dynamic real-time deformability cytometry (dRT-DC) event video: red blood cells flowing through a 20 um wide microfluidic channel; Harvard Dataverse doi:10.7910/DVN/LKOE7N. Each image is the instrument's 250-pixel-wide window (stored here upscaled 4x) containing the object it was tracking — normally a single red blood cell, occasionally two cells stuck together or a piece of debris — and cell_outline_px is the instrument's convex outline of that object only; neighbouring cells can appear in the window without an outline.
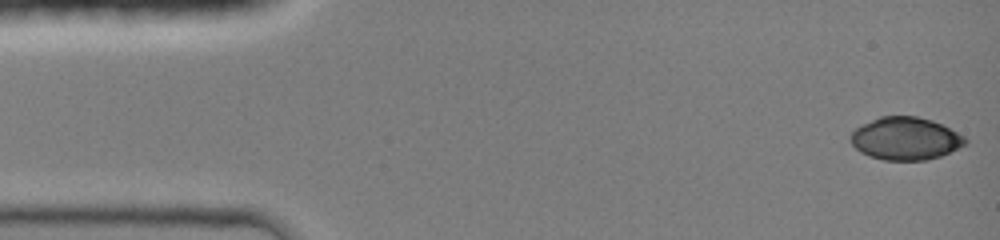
{"species": "common noctule bat (a hibernating species)", "species_latin": "Nyctalus noctula", "temperature_condition": "room temperature", "stored_images_in_passage": 66, "camera_frame_rate_fps": 3000, "um_per_image_px": 0.085, "animal": {"sex": "female", "body_mass_g": 19.0, "forearm_length_mm": 51.5}, "frame": {"image": 1, "passage_image": 1, "time_ms": 0.0, "image_size_px": [1000, 240], "cell_outline_px": [[968, 140], [964, 144], [940, 156], [924, 160], [884, 160], [868, 156], [860, 152], [852, 144], [848, 136], [856, 128], [880, 116], [916, 116], [932, 120], [964, 136]], "centroid_in_image_um": [76.92, 11.78], "position_along_channel_um": 8.1, "area_um2": 28.21}}
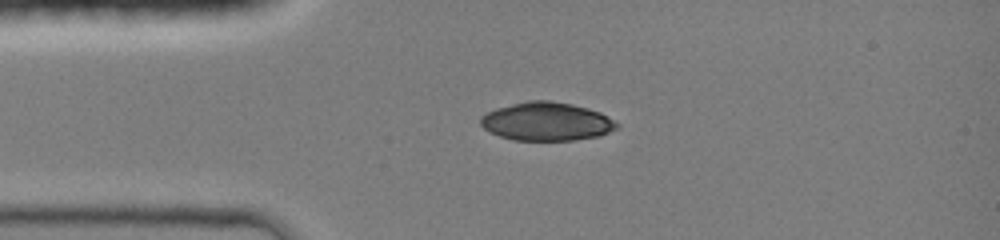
{"frame": {"image": 2, "passage_image": 29, "time_ms": 3.0, "image_size_px": [1000, 240], "cell_outline_px": [[620, 124], [616, 128], [600, 136], [572, 140], [512, 140], [488, 132], [480, 124], [480, 116], [496, 108], [528, 100], [548, 100], [572, 104], [588, 108], [600, 112]], "centroid_in_image_um": [46.44, 10.33], "position_along_channel_um": 38.6, "area_um2": 30.52}}